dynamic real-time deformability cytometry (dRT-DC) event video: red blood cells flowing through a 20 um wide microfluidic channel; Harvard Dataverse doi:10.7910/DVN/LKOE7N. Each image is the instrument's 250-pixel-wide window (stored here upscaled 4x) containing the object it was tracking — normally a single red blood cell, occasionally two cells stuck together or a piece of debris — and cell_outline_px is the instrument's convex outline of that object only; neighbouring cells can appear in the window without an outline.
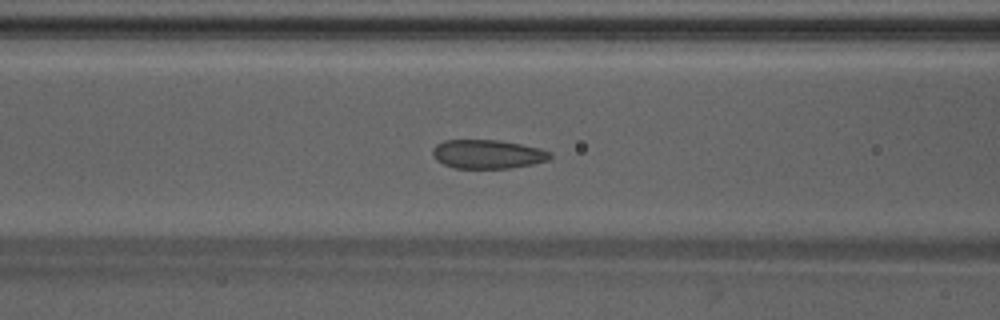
{"species": "Egyptian fruit bat (a non-hibernating species)", "species_latin": "Rousettus aegyptiacus", "temperature_condition": "warm", "stored_images_in_passage": 48, "camera_frame_rate_fps": 3000, "um_per_image_px": 0.085, "animal": {"sex": "male"}, "frame": {"image": 1, "passage_image": 20, "time_ms": 6.333, "image_size_px": [1000, 320], "cell_outline_px": [[552, 156], [548, 160], [532, 164], [508, 168], [456, 168], [444, 164], [436, 160], [432, 156], [432, 148], [436, 144], [444, 140], [500, 140], [540, 148], [552, 152]], "centroid_in_image_um": [41.43, 13.09], "position_along_channel_um": 125.2, "area_um2": 19.83}}
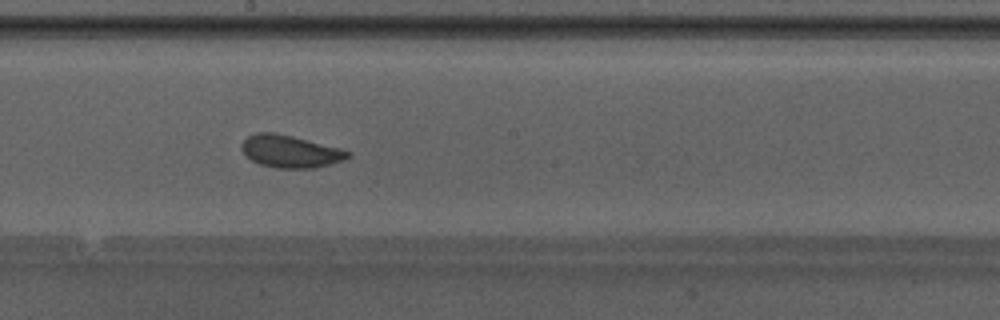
{"frame": {"image": 2, "passage_image": 27, "time_ms": 8.667, "image_size_px": [1000, 320], "cell_outline_px": [[352, 156], [316, 168], [276, 168], [260, 164], [252, 160], [240, 148], [240, 144], [248, 136], [256, 132], [276, 132], [340, 148], [352, 152]], "centroid_in_image_um": [24.66, 12.86], "position_along_channel_um": 223.5, "area_um2": 19.94}}
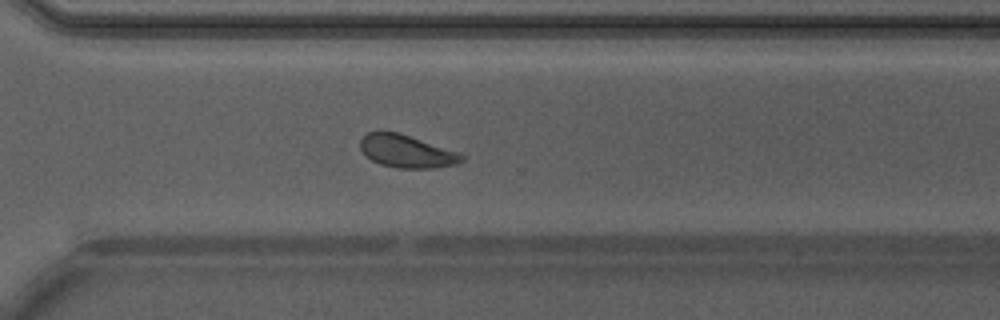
{"frame": {"image": 3, "passage_image": 35, "time_ms": 11.333, "image_size_px": [1000, 320], "cell_outline_px": [[464, 160], [460, 164], [432, 168], [396, 168], [380, 164], [372, 160], [360, 148], [360, 140], [368, 132], [380, 128], [400, 132], [460, 152], [464, 156]], "centroid_in_image_um": [34.58, 12.82], "position_along_channel_um": 336.0, "area_um2": 19.94}, "authors_computed_cell_mechanics": {"area_um2": 20.0855, "velocity_mm_per_s": 4.2331, "shape_relaxation_time_tau1_ms": 2.9834, "shape_relaxation_time_tau2_ms": null, "deformation_change_tau1": 0.1049, "deformation_change_tau2": null}}